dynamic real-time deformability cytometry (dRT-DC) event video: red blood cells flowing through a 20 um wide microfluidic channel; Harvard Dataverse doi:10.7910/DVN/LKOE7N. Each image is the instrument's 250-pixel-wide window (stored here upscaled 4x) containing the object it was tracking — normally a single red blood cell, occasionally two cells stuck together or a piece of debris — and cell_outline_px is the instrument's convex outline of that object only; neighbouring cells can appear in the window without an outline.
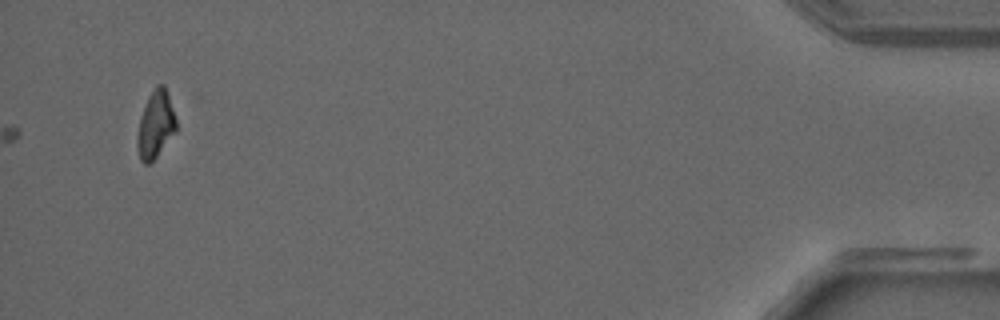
{"species": "common noctule bat (a hibernating species)", "species_latin": "Nyctalus noctula", "temperature_condition": "warm", "stored_images_in_passage": 40, "camera_frame_rate_fps": 3000, "um_per_image_px": 0.085, "animal": {"sex": "male", "forearm_length_mm": 52.5}, "frame": {"image": 1, "passage_image": 40, "time_ms": 13.0, "image_size_px": [1000, 320], "cell_outline_px": [[176, 132], [156, 156], [148, 164], [144, 164], [140, 160], [136, 144], [136, 136], [140, 116], [148, 96], [156, 84], [164, 84], [176, 120]], "centroid_in_image_um": [13.19, 10.59], "position_along_channel_um": 422.0, "area_um2": 15.2}}